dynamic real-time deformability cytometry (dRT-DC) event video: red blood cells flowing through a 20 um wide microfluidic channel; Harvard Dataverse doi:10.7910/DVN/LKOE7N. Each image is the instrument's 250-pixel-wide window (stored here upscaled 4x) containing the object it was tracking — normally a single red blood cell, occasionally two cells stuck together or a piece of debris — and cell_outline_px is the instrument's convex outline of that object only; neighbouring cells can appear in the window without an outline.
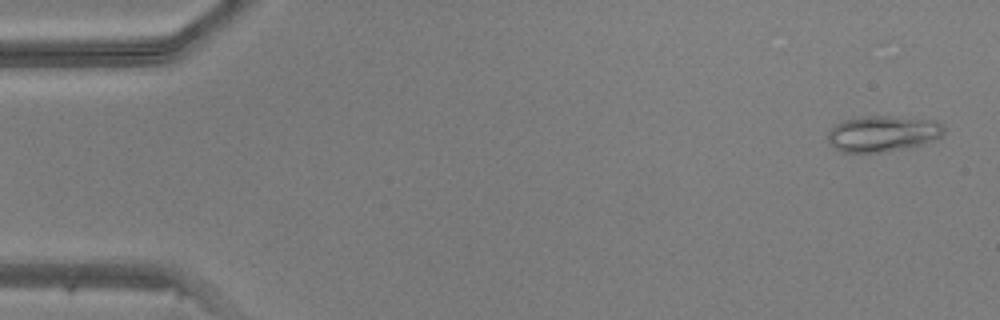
{"species": "common noctule bat (a hibernating species)", "species_latin": "Nyctalus noctula", "temperature_condition": "warm", "stored_images_in_passage": 10, "camera_frame_rate_fps": 3000, "um_per_image_px": 0.085, "animal": {"sex": "male", "body_mass_g": 20.5, "forearm_length_mm": 52.5}, "frame": {"image": 1, "passage_image": 2, "time_ms": 0.333, "image_size_px": [1000, 320], "cell_outline_px": [[944, 136], [936, 140], [912, 148], [884, 152], [844, 152], [832, 148], [828, 144], [828, 132], [832, 124], [844, 120], [860, 116], [888, 116], [936, 120], [944, 128]], "centroid_in_image_um": [75.03, 11.37], "position_along_channel_um": 10.0, "area_um2": 24.97}}